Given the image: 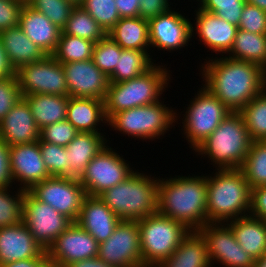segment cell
Returning a JSON list of instances; mask_svg holds the SVG:
<instances>
[{"instance_id":"obj_1","label":"cell","mask_w":266,"mask_h":267,"mask_svg":"<svg viewBox=\"0 0 266 267\" xmlns=\"http://www.w3.org/2000/svg\"><path fill=\"white\" fill-rule=\"evenodd\" d=\"M210 58L202 59L205 61L198 68L202 85L231 112H239L266 89V70L262 66L226 55Z\"/></svg>"},{"instance_id":"obj_2","label":"cell","mask_w":266,"mask_h":267,"mask_svg":"<svg viewBox=\"0 0 266 267\" xmlns=\"http://www.w3.org/2000/svg\"><path fill=\"white\" fill-rule=\"evenodd\" d=\"M157 212L199 230L207 223V176H159Z\"/></svg>"},{"instance_id":"obj_3","label":"cell","mask_w":266,"mask_h":267,"mask_svg":"<svg viewBox=\"0 0 266 267\" xmlns=\"http://www.w3.org/2000/svg\"><path fill=\"white\" fill-rule=\"evenodd\" d=\"M215 171V172H214ZM207 176V223H227L250 213L251 188L240 169Z\"/></svg>"},{"instance_id":"obj_4","label":"cell","mask_w":266,"mask_h":267,"mask_svg":"<svg viewBox=\"0 0 266 267\" xmlns=\"http://www.w3.org/2000/svg\"><path fill=\"white\" fill-rule=\"evenodd\" d=\"M167 66L164 63H156L150 70L134 79L110 83L104 98L107 120L117 112L154 104L163 99V93L174 80Z\"/></svg>"},{"instance_id":"obj_5","label":"cell","mask_w":266,"mask_h":267,"mask_svg":"<svg viewBox=\"0 0 266 267\" xmlns=\"http://www.w3.org/2000/svg\"><path fill=\"white\" fill-rule=\"evenodd\" d=\"M251 143L242 116L231 112L193 152L211 161L215 170H234L243 165Z\"/></svg>"},{"instance_id":"obj_6","label":"cell","mask_w":266,"mask_h":267,"mask_svg":"<svg viewBox=\"0 0 266 267\" xmlns=\"http://www.w3.org/2000/svg\"><path fill=\"white\" fill-rule=\"evenodd\" d=\"M140 172L135 170L125 181L99 195L120 220H140L157 212L159 176Z\"/></svg>"},{"instance_id":"obj_7","label":"cell","mask_w":266,"mask_h":267,"mask_svg":"<svg viewBox=\"0 0 266 267\" xmlns=\"http://www.w3.org/2000/svg\"><path fill=\"white\" fill-rule=\"evenodd\" d=\"M167 105L169 104H164L161 99L154 104L117 112L107 120L106 128L109 127L116 133L119 132L131 139L135 138L137 141L162 140L172 127L177 126L175 125L177 109Z\"/></svg>"},{"instance_id":"obj_8","label":"cell","mask_w":266,"mask_h":267,"mask_svg":"<svg viewBox=\"0 0 266 267\" xmlns=\"http://www.w3.org/2000/svg\"><path fill=\"white\" fill-rule=\"evenodd\" d=\"M198 90L190 99L189 105L183 111L176 112V124L182 123V137L186 139L192 151L202 144L231 113L206 87L200 86ZM179 112L184 113L183 116Z\"/></svg>"},{"instance_id":"obj_9","label":"cell","mask_w":266,"mask_h":267,"mask_svg":"<svg viewBox=\"0 0 266 267\" xmlns=\"http://www.w3.org/2000/svg\"><path fill=\"white\" fill-rule=\"evenodd\" d=\"M143 267H155L169 258L190 230L158 212L138 220Z\"/></svg>"},{"instance_id":"obj_10","label":"cell","mask_w":266,"mask_h":267,"mask_svg":"<svg viewBox=\"0 0 266 267\" xmlns=\"http://www.w3.org/2000/svg\"><path fill=\"white\" fill-rule=\"evenodd\" d=\"M116 149L107 144L87 164L78 179L87 195L99 196L105 190L125 181L135 171V166L125 160L124 155L118 154Z\"/></svg>"},{"instance_id":"obj_11","label":"cell","mask_w":266,"mask_h":267,"mask_svg":"<svg viewBox=\"0 0 266 267\" xmlns=\"http://www.w3.org/2000/svg\"><path fill=\"white\" fill-rule=\"evenodd\" d=\"M22 96L51 94L69 97L62 64L52 55L16 70Z\"/></svg>"},{"instance_id":"obj_12","label":"cell","mask_w":266,"mask_h":267,"mask_svg":"<svg viewBox=\"0 0 266 267\" xmlns=\"http://www.w3.org/2000/svg\"><path fill=\"white\" fill-rule=\"evenodd\" d=\"M29 192L39 201L51 205L60 214L76 222L87 196L77 178L51 176L35 184Z\"/></svg>"},{"instance_id":"obj_13","label":"cell","mask_w":266,"mask_h":267,"mask_svg":"<svg viewBox=\"0 0 266 267\" xmlns=\"http://www.w3.org/2000/svg\"><path fill=\"white\" fill-rule=\"evenodd\" d=\"M22 222L45 251L73 223L51 205L37 200L29 191L23 197Z\"/></svg>"},{"instance_id":"obj_14","label":"cell","mask_w":266,"mask_h":267,"mask_svg":"<svg viewBox=\"0 0 266 267\" xmlns=\"http://www.w3.org/2000/svg\"><path fill=\"white\" fill-rule=\"evenodd\" d=\"M97 257L114 267H143L138 220H120L113 234L99 244Z\"/></svg>"},{"instance_id":"obj_15","label":"cell","mask_w":266,"mask_h":267,"mask_svg":"<svg viewBox=\"0 0 266 267\" xmlns=\"http://www.w3.org/2000/svg\"><path fill=\"white\" fill-rule=\"evenodd\" d=\"M198 231L206 241L212 267L254 266L255 260L242 249L227 223H206Z\"/></svg>"},{"instance_id":"obj_16","label":"cell","mask_w":266,"mask_h":267,"mask_svg":"<svg viewBox=\"0 0 266 267\" xmlns=\"http://www.w3.org/2000/svg\"><path fill=\"white\" fill-rule=\"evenodd\" d=\"M178 9L170 8L166 13L148 20L149 42L158 51H181L192 45L191 20ZM190 20V21H189Z\"/></svg>"},{"instance_id":"obj_17","label":"cell","mask_w":266,"mask_h":267,"mask_svg":"<svg viewBox=\"0 0 266 267\" xmlns=\"http://www.w3.org/2000/svg\"><path fill=\"white\" fill-rule=\"evenodd\" d=\"M99 243L77 222H73L47 250L54 267H67L73 262L98 256Z\"/></svg>"},{"instance_id":"obj_18","label":"cell","mask_w":266,"mask_h":267,"mask_svg":"<svg viewBox=\"0 0 266 267\" xmlns=\"http://www.w3.org/2000/svg\"><path fill=\"white\" fill-rule=\"evenodd\" d=\"M9 162L11 178L16 188L29 191L35 184L51 177L42 159L39 140L9 146Z\"/></svg>"},{"instance_id":"obj_19","label":"cell","mask_w":266,"mask_h":267,"mask_svg":"<svg viewBox=\"0 0 266 267\" xmlns=\"http://www.w3.org/2000/svg\"><path fill=\"white\" fill-rule=\"evenodd\" d=\"M194 12L192 15L195 14V19H193L194 23L191 24L192 40L197 36L200 44L202 43L201 45L206 47L205 50L208 48L206 52L212 50L216 57L226 55L232 48L238 26L221 19L214 13L201 9L199 6Z\"/></svg>"},{"instance_id":"obj_20","label":"cell","mask_w":266,"mask_h":267,"mask_svg":"<svg viewBox=\"0 0 266 267\" xmlns=\"http://www.w3.org/2000/svg\"><path fill=\"white\" fill-rule=\"evenodd\" d=\"M69 97L104 100L109 87V77L92 59L62 64Z\"/></svg>"},{"instance_id":"obj_21","label":"cell","mask_w":266,"mask_h":267,"mask_svg":"<svg viewBox=\"0 0 266 267\" xmlns=\"http://www.w3.org/2000/svg\"><path fill=\"white\" fill-rule=\"evenodd\" d=\"M40 137V129L35 123L28 102L20 101L0 122V139L9 147L36 142Z\"/></svg>"},{"instance_id":"obj_22","label":"cell","mask_w":266,"mask_h":267,"mask_svg":"<svg viewBox=\"0 0 266 267\" xmlns=\"http://www.w3.org/2000/svg\"><path fill=\"white\" fill-rule=\"evenodd\" d=\"M44 252L23 222L0 228V265L37 258Z\"/></svg>"},{"instance_id":"obj_23","label":"cell","mask_w":266,"mask_h":267,"mask_svg":"<svg viewBox=\"0 0 266 267\" xmlns=\"http://www.w3.org/2000/svg\"><path fill=\"white\" fill-rule=\"evenodd\" d=\"M76 222L100 244L113 234L120 219L99 196L87 195Z\"/></svg>"},{"instance_id":"obj_24","label":"cell","mask_w":266,"mask_h":267,"mask_svg":"<svg viewBox=\"0 0 266 267\" xmlns=\"http://www.w3.org/2000/svg\"><path fill=\"white\" fill-rule=\"evenodd\" d=\"M18 26L46 55L53 54L62 30L44 14L24 4Z\"/></svg>"},{"instance_id":"obj_25","label":"cell","mask_w":266,"mask_h":267,"mask_svg":"<svg viewBox=\"0 0 266 267\" xmlns=\"http://www.w3.org/2000/svg\"><path fill=\"white\" fill-rule=\"evenodd\" d=\"M111 138L104 133H78L66 146L67 177L79 179L87 164L107 145Z\"/></svg>"},{"instance_id":"obj_26","label":"cell","mask_w":266,"mask_h":267,"mask_svg":"<svg viewBox=\"0 0 266 267\" xmlns=\"http://www.w3.org/2000/svg\"><path fill=\"white\" fill-rule=\"evenodd\" d=\"M66 120L80 133L106 134L104 129L102 130L101 128V126L107 125V118L104 113V100L69 97Z\"/></svg>"},{"instance_id":"obj_27","label":"cell","mask_w":266,"mask_h":267,"mask_svg":"<svg viewBox=\"0 0 266 267\" xmlns=\"http://www.w3.org/2000/svg\"><path fill=\"white\" fill-rule=\"evenodd\" d=\"M155 267H212L204 237L190 230L171 256Z\"/></svg>"},{"instance_id":"obj_28","label":"cell","mask_w":266,"mask_h":267,"mask_svg":"<svg viewBox=\"0 0 266 267\" xmlns=\"http://www.w3.org/2000/svg\"><path fill=\"white\" fill-rule=\"evenodd\" d=\"M242 249L254 260L266 253V221L247 215L228 221Z\"/></svg>"},{"instance_id":"obj_29","label":"cell","mask_w":266,"mask_h":267,"mask_svg":"<svg viewBox=\"0 0 266 267\" xmlns=\"http://www.w3.org/2000/svg\"><path fill=\"white\" fill-rule=\"evenodd\" d=\"M9 61L15 70L21 66L43 59L46 54L32 42L19 26L0 33Z\"/></svg>"},{"instance_id":"obj_30","label":"cell","mask_w":266,"mask_h":267,"mask_svg":"<svg viewBox=\"0 0 266 267\" xmlns=\"http://www.w3.org/2000/svg\"><path fill=\"white\" fill-rule=\"evenodd\" d=\"M122 49L150 52L148 20L141 17L120 18L107 33Z\"/></svg>"},{"instance_id":"obj_31","label":"cell","mask_w":266,"mask_h":267,"mask_svg":"<svg viewBox=\"0 0 266 267\" xmlns=\"http://www.w3.org/2000/svg\"><path fill=\"white\" fill-rule=\"evenodd\" d=\"M37 127H43L66 120L69 97L51 94L25 95Z\"/></svg>"},{"instance_id":"obj_32","label":"cell","mask_w":266,"mask_h":267,"mask_svg":"<svg viewBox=\"0 0 266 267\" xmlns=\"http://www.w3.org/2000/svg\"><path fill=\"white\" fill-rule=\"evenodd\" d=\"M226 55L236 60L253 62L266 70V34L238 29L232 48Z\"/></svg>"},{"instance_id":"obj_33","label":"cell","mask_w":266,"mask_h":267,"mask_svg":"<svg viewBox=\"0 0 266 267\" xmlns=\"http://www.w3.org/2000/svg\"><path fill=\"white\" fill-rule=\"evenodd\" d=\"M152 57L151 53L147 51L122 49L118 65L108 76L109 82L128 81L147 72L156 64V60L152 59Z\"/></svg>"},{"instance_id":"obj_34","label":"cell","mask_w":266,"mask_h":267,"mask_svg":"<svg viewBox=\"0 0 266 267\" xmlns=\"http://www.w3.org/2000/svg\"><path fill=\"white\" fill-rule=\"evenodd\" d=\"M62 32L94 43H97L107 35L97 21L81 6L74 7Z\"/></svg>"},{"instance_id":"obj_35","label":"cell","mask_w":266,"mask_h":267,"mask_svg":"<svg viewBox=\"0 0 266 267\" xmlns=\"http://www.w3.org/2000/svg\"><path fill=\"white\" fill-rule=\"evenodd\" d=\"M95 43L80 37L61 32L52 56L61 64L92 59Z\"/></svg>"},{"instance_id":"obj_36","label":"cell","mask_w":266,"mask_h":267,"mask_svg":"<svg viewBox=\"0 0 266 267\" xmlns=\"http://www.w3.org/2000/svg\"><path fill=\"white\" fill-rule=\"evenodd\" d=\"M252 141H266V89L240 111Z\"/></svg>"},{"instance_id":"obj_37","label":"cell","mask_w":266,"mask_h":267,"mask_svg":"<svg viewBox=\"0 0 266 267\" xmlns=\"http://www.w3.org/2000/svg\"><path fill=\"white\" fill-rule=\"evenodd\" d=\"M240 170L251 189L266 186V141H252Z\"/></svg>"},{"instance_id":"obj_38","label":"cell","mask_w":266,"mask_h":267,"mask_svg":"<svg viewBox=\"0 0 266 267\" xmlns=\"http://www.w3.org/2000/svg\"><path fill=\"white\" fill-rule=\"evenodd\" d=\"M25 192L15 186L0 187V228L22 222Z\"/></svg>"},{"instance_id":"obj_39","label":"cell","mask_w":266,"mask_h":267,"mask_svg":"<svg viewBox=\"0 0 266 267\" xmlns=\"http://www.w3.org/2000/svg\"><path fill=\"white\" fill-rule=\"evenodd\" d=\"M121 52L122 48L106 35L95 43L92 61L103 73L109 76L118 65Z\"/></svg>"},{"instance_id":"obj_40","label":"cell","mask_w":266,"mask_h":267,"mask_svg":"<svg viewBox=\"0 0 266 267\" xmlns=\"http://www.w3.org/2000/svg\"><path fill=\"white\" fill-rule=\"evenodd\" d=\"M108 33L120 20L115 0H83L80 5Z\"/></svg>"},{"instance_id":"obj_41","label":"cell","mask_w":266,"mask_h":267,"mask_svg":"<svg viewBox=\"0 0 266 267\" xmlns=\"http://www.w3.org/2000/svg\"><path fill=\"white\" fill-rule=\"evenodd\" d=\"M27 4L44 14L61 30L65 28L70 14L75 7L66 0H31Z\"/></svg>"},{"instance_id":"obj_42","label":"cell","mask_w":266,"mask_h":267,"mask_svg":"<svg viewBox=\"0 0 266 267\" xmlns=\"http://www.w3.org/2000/svg\"><path fill=\"white\" fill-rule=\"evenodd\" d=\"M197 5L221 19L238 26L246 0H196Z\"/></svg>"},{"instance_id":"obj_43","label":"cell","mask_w":266,"mask_h":267,"mask_svg":"<svg viewBox=\"0 0 266 267\" xmlns=\"http://www.w3.org/2000/svg\"><path fill=\"white\" fill-rule=\"evenodd\" d=\"M43 162L50 176L67 177V149L44 141H39Z\"/></svg>"},{"instance_id":"obj_44","label":"cell","mask_w":266,"mask_h":267,"mask_svg":"<svg viewBox=\"0 0 266 267\" xmlns=\"http://www.w3.org/2000/svg\"><path fill=\"white\" fill-rule=\"evenodd\" d=\"M78 133L68 120H64L43 127L40 130L39 141L66 147Z\"/></svg>"},{"instance_id":"obj_45","label":"cell","mask_w":266,"mask_h":267,"mask_svg":"<svg viewBox=\"0 0 266 267\" xmlns=\"http://www.w3.org/2000/svg\"><path fill=\"white\" fill-rule=\"evenodd\" d=\"M21 98L17 75L0 78V122Z\"/></svg>"},{"instance_id":"obj_46","label":"cell","mask_w":266,"mask_h":267,"mask_svg":"<svg viewBox=\"0 0 266 267\" xmlns=\"http://www.w3.org/2000/svg\"><path fill=\"white\" fill-rule=\"evenodd\" d=\"M238 29L255 34H266V12L246 2Z\"/></svg>"},{"instance_id":"obj_47","label":"cell","mask_w":266,"mask_h":267,"mask_svg":"<svg viewBox=\"0 0 266 267\" xmlns=\"http://www.w3.org/2000/svg\"><path fill=\"white\" fill-rule=\"evenodd\" d=\"M23 6L20 0H0V33L19 25Z\"/></svg>"},{"instance_id":"obj_48","label":"cell","mask_w":266,"mask_h":267,"mask_svg":"<svg viewBox=\"0 0 266 267\" xmlns=\"http://www.w3.org/2000/svg\"><path fill=\"white\" fill-rule=\"evenodd\" d=\"M170 0H140L139 17L150 20L172 8ZM171 5V6H170Z\"/></svg>"},{"instance_id":"obj_49","label":"cell","mask_w":266,"mask_h":267,"mask_svg":"<svg viewBox=\"0 0 266 267\" xmlns=\"http://www.w3.org/2000/svg\"><path fill=\"white\" fill-rule=\"evenodd\" d=\"M250 216L266 221V186L251 189Z\"/></svg>"},{"instance_id":"obj_50","label":"cell","mask_w":266,"mask_h":267,"mask_svg":"<svg viewBox=\"0 0 266 267\" xmlns=\"http://www.w3.org/2000/svg\"><path fill=\"white\" fill-rule=\"evenodd\" d=\"M13 186L10 172L9 147L0 139V187Z\"/></svg>"},{"instance_id":"obj_51","label":"cell","mask_w":266,"mask_h":267,"mask_svg":"<svg viewBox=\"0 0 266 267\" xmlns=\"http://www.w3.org/2000/svg\"><path fill=\"white\" fill-rule=\"evenodd\" d=\"M0 267H54V266L52 261L49 259L47 251H45L40 257L9 262L4 265H0Z\"/></svg>"},{"instance_id":"obj_52","label":"cell","mask_w":266,"mask_h":267,"mask_svg":"<svg viewBox=\"0 0 266 267\" xmlns=\"http://www.w3.org/2000/svg\"><path fill=\"white\" fill-rule=\"evenodd\" d=\"M120 18L139 17L140 0H115Z\"/></svg>"},{"instance_id":"obj_53","label":"cell","mask_w":266,"mask_h":267,"mask_svg":"<svg viewBox=\"0 0 266 267\" xmlns=\"http://www.w3.org/2000/svg\"><path fill=\"white\" fill-rule=\"evenodd\" d=\"M16 70L9 61L8 55L4 49L0 38V78L15 76Z\"/></svg>"},{"instance_id":"obj_54","label":"cell","mask_w":266,"mask_h":267,"mask_svg":"<svg viewBox=\"0 0 266 267\" xmlns=\"http://www.w3.org/2000/svg\"><path fill=\"white\" fill-rule=\"evenodd\" d=\"M67 267H114L100 260L98 257L76 261Z\"/></svg>"},{"instance_id":"obj_55","label":"cell","mask_w":266,"mask_h":267,"mask_svg":"<svg viewBox=\"0 0 266 267\" xmlns=\"http://www.w3.org/2000/svg\"><path fill=\"white\" fill-rule=\"evenodd\" d=\"M247 3L257 6L266 12V0H246Z\"/></svg>"},{"instance_id":"obj_56","label":"cell","mask_w":266,"mask_h":267,"mask_svg":"<svg viewBox=\"0 0 266 267\" xmlns=\"http://www.w3.org/2000/svg\"><path fill=\"white\" fill-rule=\"evenodd\" d=\"M253 267H266V253L261 258L255 260Z\"/></svg>"},{"instance_id":"obj_57","label":"cell","mask_w":266,"mask_h":267,"mask_svg":"<svg viewBox=\"0 0 266 267\" xmlns=\"http://www.w3.org/2000/svg\"><path fill=\"white\" fill-rule=\"evenodd\" d=\"M73 4L74 6H80L83 0H66Z\"/></svg>"},{"instance_id":"obj_58","label":"cell","mask_w":266,"mask_h":267,"mask_svg":"<svg viewBox=\"0 0 266 267\" xmlns=\"http://www.w3.org/2000/svg\"><path fill=\"white\" fill-rule=\"evenodd\" d=\"M22 3L27 4L31 0H20Z\"/></svg>"}]
</instances>
